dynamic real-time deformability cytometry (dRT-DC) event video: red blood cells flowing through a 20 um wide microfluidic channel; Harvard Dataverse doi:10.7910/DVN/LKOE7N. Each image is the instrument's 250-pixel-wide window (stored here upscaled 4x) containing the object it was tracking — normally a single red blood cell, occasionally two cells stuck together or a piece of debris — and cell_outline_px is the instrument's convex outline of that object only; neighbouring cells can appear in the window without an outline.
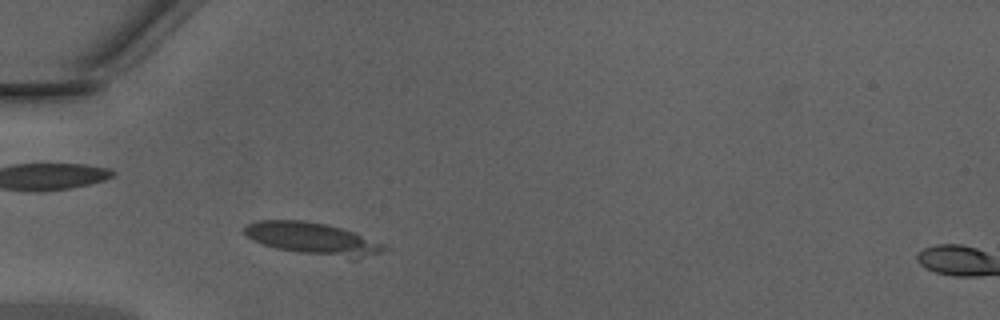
{"species": "Egyptian fruit bat (a non-hibernating species)", "species_latin": "Rousettus aegyptiacus", "temperature_condition": "warm", "stored_images_in_passage": 38, "camera_frame_rate_fps": 3000, "um_per_image_px": 0.085, "animal": {"sex": "male"}, "frame": {"image": 1, "passage_image": 5, "time_ms": 1.333, "image_size_px": [1000, 320], "cell_outline_px": [[388, 248], [384, 252], [356, 260], [352, 260], [300, 252], [276, 248], [252, 240], [244, 232], [244, 224], [256, 220], [304, 220], [324, 224], [340, 228], [388, 244]], "centroid_in_image_um": [26.64, 20.3], "position_along_channel_um": 58.4, "area_um2": 26.41}}